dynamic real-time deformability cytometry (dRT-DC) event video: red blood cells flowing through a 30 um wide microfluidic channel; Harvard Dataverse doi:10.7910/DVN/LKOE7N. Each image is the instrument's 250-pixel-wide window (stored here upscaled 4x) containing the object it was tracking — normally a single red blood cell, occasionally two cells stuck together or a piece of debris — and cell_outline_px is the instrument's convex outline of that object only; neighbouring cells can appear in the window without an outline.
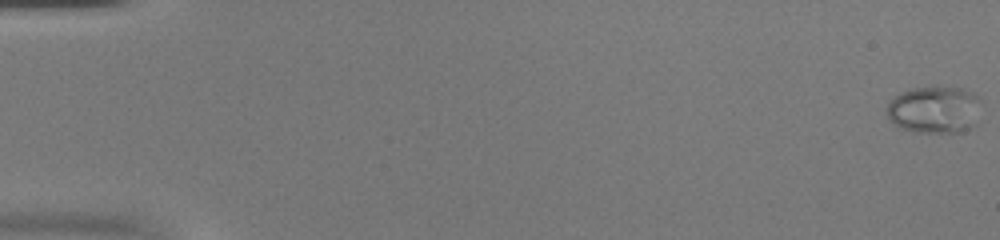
{"species": "common noctule bat (a hibernating species)", "species_latin": "Nyctalus noctula", "temperature_condition": "warm", "stored_images_in_passage": 53, "camera_frame_rate_fps": 3000, "um_per_image_px": 0.085, "animal": {"sex": "female", "body_mass_g": 20.0, "forearm_length_mm": 54.0}, "frame": {"image": 1, "passage_image": 1, "time_ms": 0.0, "image_size_px": [1000, 240], "cell_outline_px": [[980, 100], [976, 124], [960, 132], [912, 132], [900, 128], [888, 120], [888, 104], [896, 96], [912, 88], [936, 84], [960, 88], [972, 92], [980, 96]], "centroid_in_image_um": [79.44, 9.29], "position_along_channel_um": 5.6, "area_um2": 26.36}}
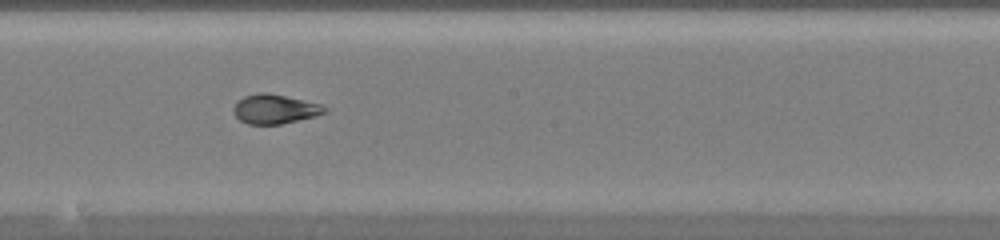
{"frame": {"image": 2, "passage_image": 31, "time_ms": 10.0, "image_size_px": [1000, 240], "cell_outline_px": [[328, 112], [316, 116], [280, 124], [248, 124], [240, 120], [232, 112], [232, 108], [244, 96], [256, 92], [268, 92], [320, 104], [328, 108]], "centroid_in_image_um": [23.36, 9.26], "position_along_channel_um": 224.8, "area_um2": 15.61}}
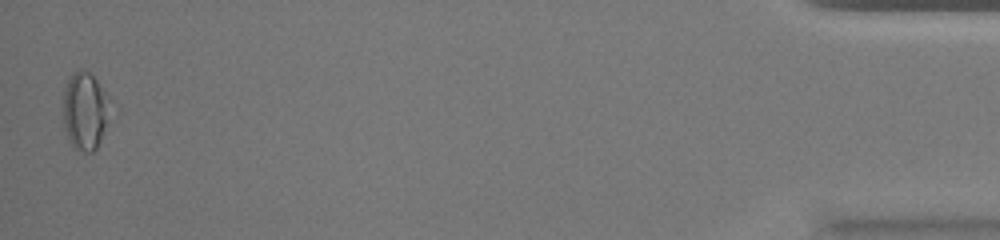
{"frame": {"image": 3, "passage_image": 53, "time_ms": 17.333, "image_size_px": [1000, 240], "cell_outline_px": [[112, 112], [100, 140], [96, 148], [92, 152], [80, 152], [72, 144], [64, 128], [64, 84], [68, 76], [72, 72], [80, 68], [88, 72], [96, 80], [104, 92]], "centroid_in_image_um": [7.22, 9.41], "position_along_channel_um": 428.0, "area_um2": 21.21}, "authors_computed_cell_mechanics": {"area_um2": 17.34, "velocity_mm_per_s": 3.9625, "shape_relaxation_time_tau1_ms": null, "shape_relaxation_time_tau2_ms": 1.106, "deformation_change_tau1": null, "deformation_change_tau2": 0.0755}}